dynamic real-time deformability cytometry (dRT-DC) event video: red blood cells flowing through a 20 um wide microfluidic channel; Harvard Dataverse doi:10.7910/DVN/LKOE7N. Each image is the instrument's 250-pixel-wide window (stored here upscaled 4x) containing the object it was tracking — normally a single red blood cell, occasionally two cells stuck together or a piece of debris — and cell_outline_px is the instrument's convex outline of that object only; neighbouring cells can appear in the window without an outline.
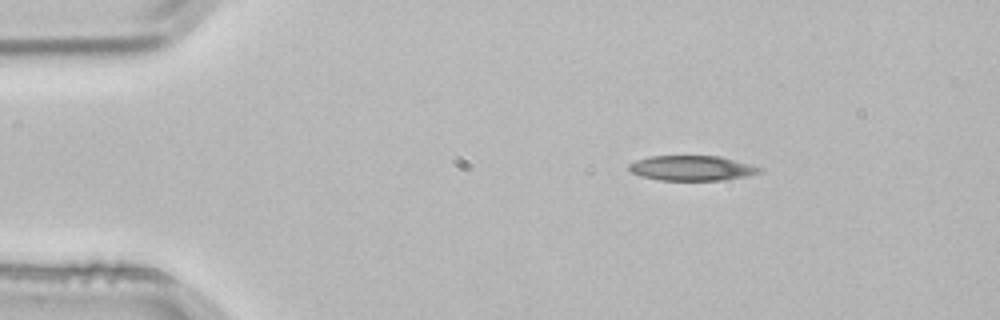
{"species": "common noctule bat (a hibernating species)", "species_latin": "Nyctalus noctula", "temperature_condition": "room temperature", "stored_images_in_passage": 2, "camera_frame_rate_fps": 3000, "um_per_image_px": 0.085, "animal": {"sex": "male", "body_mass_g": 21.5, "forearm_length_mm": 52.0}, "frame": {"image": 1, "passage_image": 1, "time_ms": 0.0, "image_size_px": [1000, 320], "cell_outline_px": [[764, 168], [760, 172], [748, 176], [720, 180], [660, 180], [640, 176], [632, 172], [628, 168], [628, 164], [636, 160], [648, 156], [720, 156], [752, 164]], "centroid_in_image_um": [58.82, 14.28], "position_along_channel_um": 26.2, "area_um2": 19.13}}